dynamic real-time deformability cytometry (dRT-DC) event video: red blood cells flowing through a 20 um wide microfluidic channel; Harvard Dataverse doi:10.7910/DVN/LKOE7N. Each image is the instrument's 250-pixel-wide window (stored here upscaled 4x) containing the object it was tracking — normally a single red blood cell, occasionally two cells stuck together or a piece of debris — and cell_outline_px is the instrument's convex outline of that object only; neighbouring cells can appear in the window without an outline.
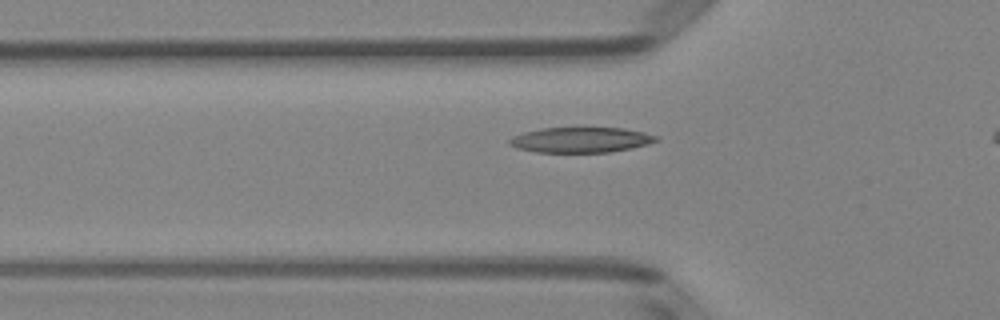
{"species": "Egyptian fruit bat (a non-hibernating species)", "species_latin": "Rousettus aegyptiacus", "temperature_condition": "room temperature", "stored_images_in_passage": 37, "camera_frame_rate_fps": 3000, "um_per_image_px": 0.085, "animal": {"sex": "female"}, "frame": {"image": 1, "passage_image": 10, "time_ms": 3.0, "image_size_px": [1000, 320], "cell_outline_px": [[660, 140], [648, 144], [632, 148], [608, 152], [536, 152], [516, 148], [508, 144], [508, 140], [512, 136], [524, 132], [540, 128], [580, 124], [624, 128], [644, 132], [660, 136]], "centroid_in_image_um": [49.38, 11.83], "position_along_channel_um": 76.4, "area_um2": 23.0}}
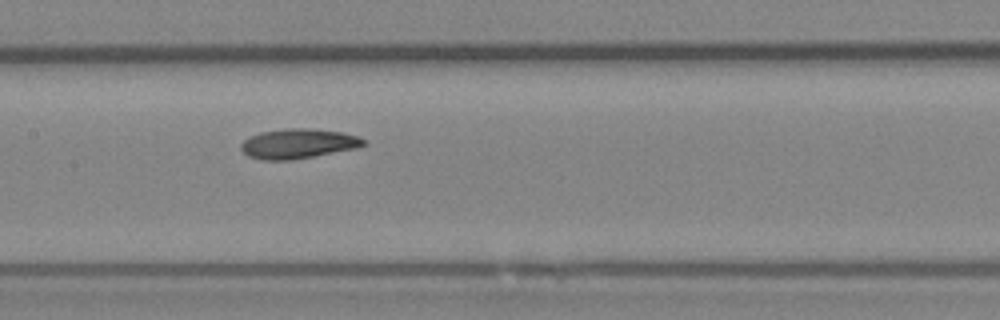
{"frame": {"image": 2, "passage_image": 18, "time_ms": 5.667, "image_size_px": [1000, 320], "cell_outline_px": [[368, 144], [356, 148], [292, 160], [260, 160], [248, 156], [240, 148], [240, 144], [244, 140], [260, 132], [288, 128], [308, 128], [340, 132], [356, 136], [364, 140]], "centroid_in_image_um": [25.31, 12.22], "position_along_channel_um": 182.1, "area_um2": 21.1}}
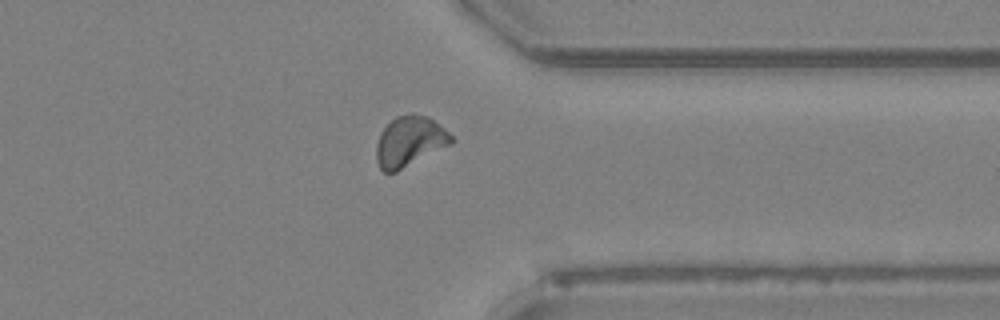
{"frame": {"image": 3, "passage_image": 33, "time_ms": 10.667, "image_size_px": [1000, 320], "cell_outline_px": [[456, 140], [452, 144], [396, 172], [384, 172], [380, 168], [376, 160], [376, 144], [380, 132], [396, 116], [428, 116], [444, 128]], "centroid_in_image_um": [34.82, 12.06], "position_along_channel_um": 376.6, "area_um2": 21.73}}